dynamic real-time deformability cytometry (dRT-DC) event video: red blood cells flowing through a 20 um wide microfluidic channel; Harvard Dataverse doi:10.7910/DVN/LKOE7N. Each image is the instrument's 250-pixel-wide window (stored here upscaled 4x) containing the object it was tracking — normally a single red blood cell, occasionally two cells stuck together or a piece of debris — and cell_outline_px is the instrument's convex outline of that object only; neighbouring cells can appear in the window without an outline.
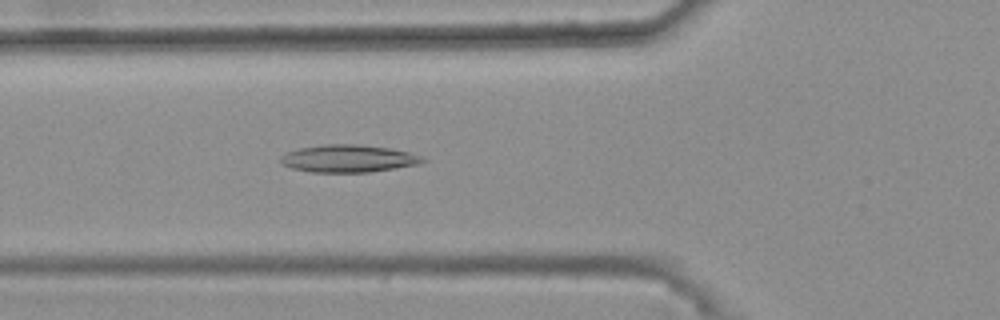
{"species": "common noctule bat (a hibernating species)", "species_latin": "Nyctalus noctula", "temperature_condition": "warm", "stored_images_in_passage": 43, "camera_frame_rate_fps": 3000, "um_per_image_px": 0.085, "animal": {"sex": "female", "body_mass_g": 25.1}, "frame": {"image": 1, "passage_image": 19, "time_ms": 6.0, "image_size_px": [1000, 320], "cell_outline_px": [[428, 160], [420, 164], [368, 172], [312, 172], [292, 168], [280, 164], [280, 156], [288, 152], [300, 148], [324, 144], [360, 144], [392, 148], [408, 152], [420, 156]], "centroid_in_image_um": [29.61, 13.47], "position_along_channel_um": 96.2, "area_um2": 22.77}}
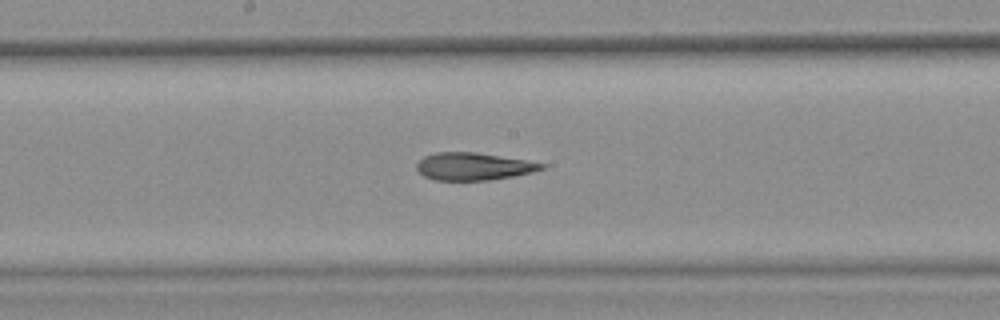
{"frame": {"image": 2, "passage_image": 28, "time_ms": 9.0, "image_size_px": [1000, 320], "cell_outline_px": [[548, 164], [544, 168], [532, 172], [512, 176], [488, 180], [436, 180], [424, 176], [416, 168], [416, 164], [424, 156], [436, 152], [476, 152]], "centroid_in_image_um": [40.23, 14.14], "position_along_channel_um": 208.0, "area_um2": 19.83}}
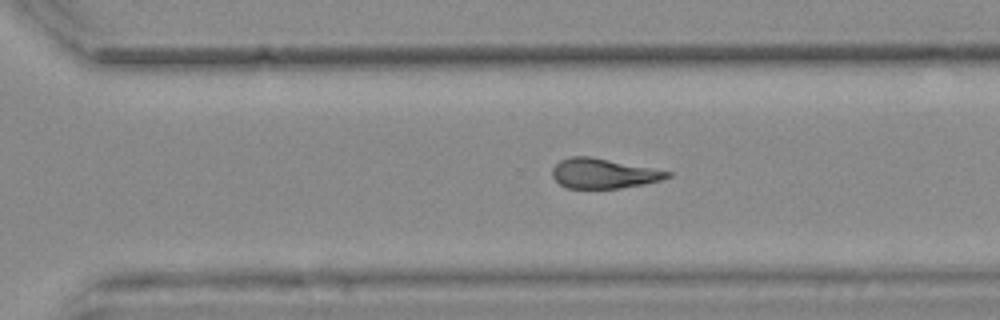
{"frame": {"image": 3, "passage_image": 37, "time_ms": 12.0, "image_size_px": [1000, 320], "cell_outline_px": [[672, 176], [660, 180], [644, 184], [620, 188], [568, 188], [560, 184], [552, 176], [552, 168], [560, 160], [568, 156], [592, 156], [672, 172]], "centroid_in_image_um": [51.28, 14.73], "position_along_channel_um": 319.3, "area_um2": 20.06}, "authors_computed_cell_mechanics": {"area_um2": 20.9236, "velocity_mm_per_s": 3.7201, "shape_relaxation_time_tau1_ms": null, "shape_relaxation_time_tau2_ms": 3.5998, "deformation_change_tau1": null, "deformation_change_tau2": 0.1408}}